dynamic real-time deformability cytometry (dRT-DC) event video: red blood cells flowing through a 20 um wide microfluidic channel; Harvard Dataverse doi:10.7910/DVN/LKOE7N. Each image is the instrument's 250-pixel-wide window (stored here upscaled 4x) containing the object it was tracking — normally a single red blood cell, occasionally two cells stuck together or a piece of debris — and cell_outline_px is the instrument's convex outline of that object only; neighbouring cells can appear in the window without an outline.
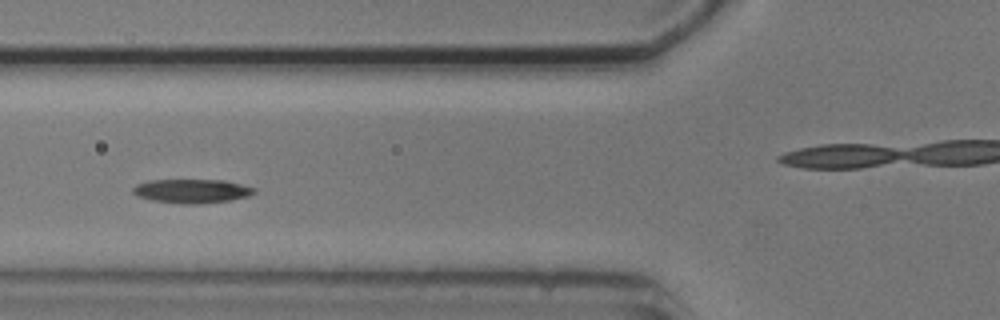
{"species": "common noctule bat (a hibernating species)", "species_latin": "Nyctalus noctula", "temperature_condition": "cold", "stored_images_in_passage": 7, "camera_frame_rate_fps": 3000, "um_per_image_px": 0.085, "animal": {"sex": "male", "body_mass_g": 20.5, "forearm_length_mm": 52.5}, "frame": {"image": 1, "passage_image": 4, "time_ms": 3.333, "image_size_px": [1000, 320], "cell_outline_px": [[256, 192], [248, 196], [232, 200], [196, 204], [184, 204], [152, 200], [136, 196], [132, 192], [132, 188], [136, 184], [148, 180], [224, 180], [256, 188]], "centroid_in_image_um": [16.29, 16.24], "position_along_channel_um": 109.5, "area_um2": 16.99}}